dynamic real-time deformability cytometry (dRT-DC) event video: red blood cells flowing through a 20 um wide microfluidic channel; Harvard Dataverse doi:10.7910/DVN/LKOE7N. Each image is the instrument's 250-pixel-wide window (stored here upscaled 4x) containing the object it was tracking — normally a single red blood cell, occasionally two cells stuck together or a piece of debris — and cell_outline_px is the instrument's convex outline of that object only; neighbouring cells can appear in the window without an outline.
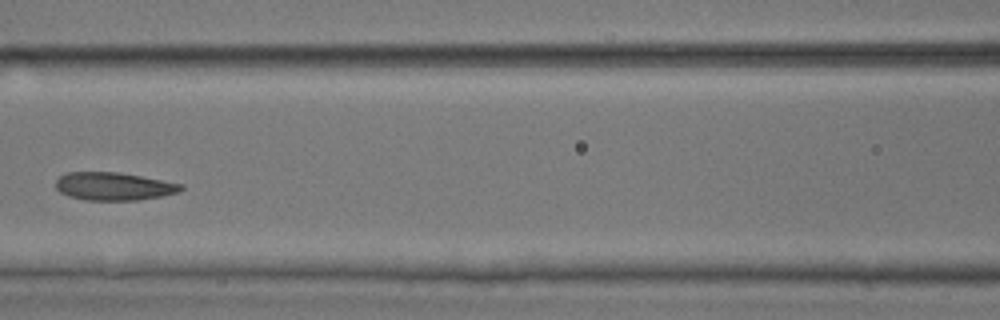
{"species": "common noctule bat (a hibernating species)", "species_latin": "Nyctalus noctula", "temperature_condition": "room temperature", "stored_images_in_passage": 6, "camera_frame_rate_fps": 3000, "um_per_image_px": 0.085, "animal": {"sex": "male", "body_mass_g": 17.9, "forearm_length_mm": 54.2}, "frame": {"image": 1, "passage_image": 5, "time_ms": 1.333, "image_size_px": [1000, 320], "cell_outline_px": [[184, 188], [180, 192], [140, 200], [84, 200], [68, 196], [60, 192], [56, 188], [56, 180], [60, 176], [68, 172], [116, 172], [140, 176], [184, 184]], "centroid_in_image_um": [9.67, 15.84], "position_along_channel_um": 156.9, "area_um2": 20.4}}
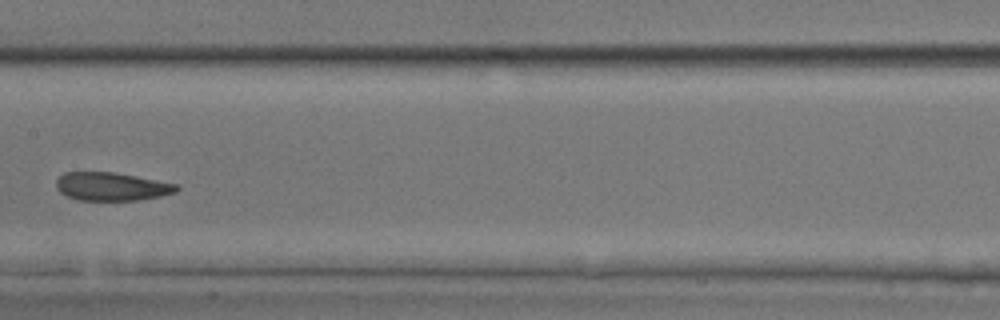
{"frame": {"image": 2, "passage_image": 6, "time_ms": 1.667, "image_size_px": [1000, 320], "cell_outline_px": [[180, 188], [176, 192], [160, 196], [140, 200], [76, 200], [60, 192], [56, 188], [56, 180], [64, 172], [112, 172], [176, 184]], "centroid_in_image_um": [9.45, 15.86], "position_along_channel_um": 197.9, "area_um2": 19.65}}